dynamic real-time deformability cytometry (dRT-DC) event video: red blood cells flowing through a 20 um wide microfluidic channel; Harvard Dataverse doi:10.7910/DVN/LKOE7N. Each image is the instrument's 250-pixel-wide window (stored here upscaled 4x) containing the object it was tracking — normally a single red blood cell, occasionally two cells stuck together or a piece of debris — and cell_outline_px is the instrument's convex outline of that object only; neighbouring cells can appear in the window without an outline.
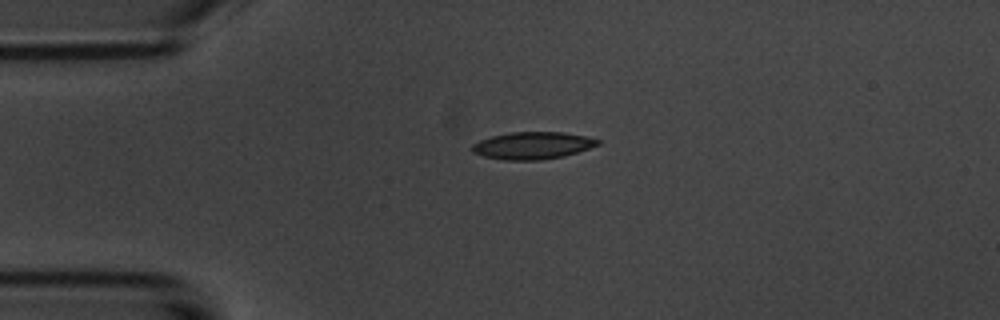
{"species": "common noctule bat (a hibernating species)", "species_latin": "Nyctalus noctula", "temperature_condition": "room temperature", "stored_images_in_passage": 6, "camera_frame_rate_fps": 3000, "um_per_image_px": 0.085, "animal": {"sex": "male", "body_mass_g": 20.1, "forearm_length_mm": 53.5}, "frame": {"image": 1, "passage_image": 1, "time_ms": 0.0, "image_size_px": [1000, 320], "cell_outline_px": [[600, 144], [564, 156], [540, 160], [504, 160], [484, 156], [472, 152], [468, 148], [472, 144], [480, 140], [492, 136], [508, 132], [564, 132], [588, 136], [600, 140]], "centroid_in_image_um": [45.24, 12.36], "position_along_channel_um": 39.8, "area_um2": 20.06}}
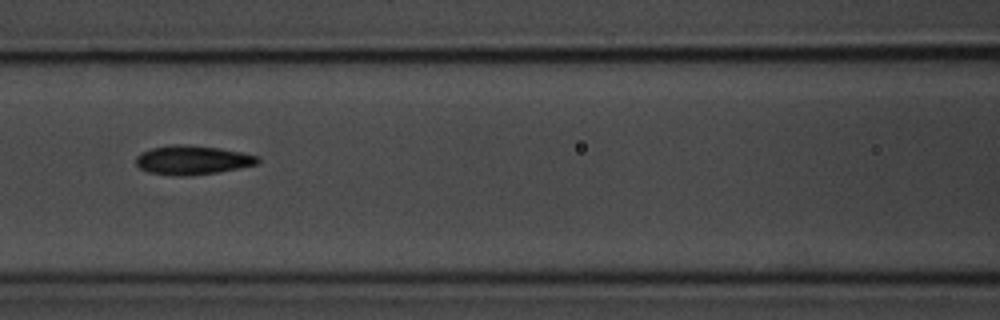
{"frame": {"image": 2, "passage_image": 4, "time_ms": 3.667, "image_size_px": [1000, 320], "cell_outline_px": [[260, 164], [216, 172], [188, 176], [176, 176], [148, 172], [140, 168], [136, 164], [136, 156], [140, 152], [152, 148], [176, 144], [188, 144], [220, 148], [244, 152], [260, 156]], "centroid_in_image_um": [16.39, 13.59], "position_along_channel_um": 150.2, "area_um2": 20.87}}
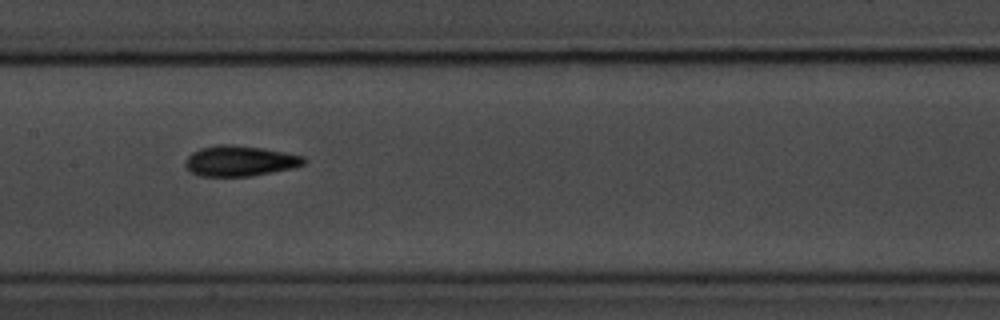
{"frame": {"image": 3, "passage_image": 5, "time_ms": 4.667, "image_size_px": [1000, 320], "cell_outline_px": [[304, 164], [292, 168], [252, 176], [196, 176], [184, 164], [184, 160], [192, 152], [200, 148], [216, 144], [232, 144], [264, 148], [304, 156]], "centroid_in_image_um": [20.35, 13.67], "position_along_channel_um": 187.1, "area_um2": 21.15}}